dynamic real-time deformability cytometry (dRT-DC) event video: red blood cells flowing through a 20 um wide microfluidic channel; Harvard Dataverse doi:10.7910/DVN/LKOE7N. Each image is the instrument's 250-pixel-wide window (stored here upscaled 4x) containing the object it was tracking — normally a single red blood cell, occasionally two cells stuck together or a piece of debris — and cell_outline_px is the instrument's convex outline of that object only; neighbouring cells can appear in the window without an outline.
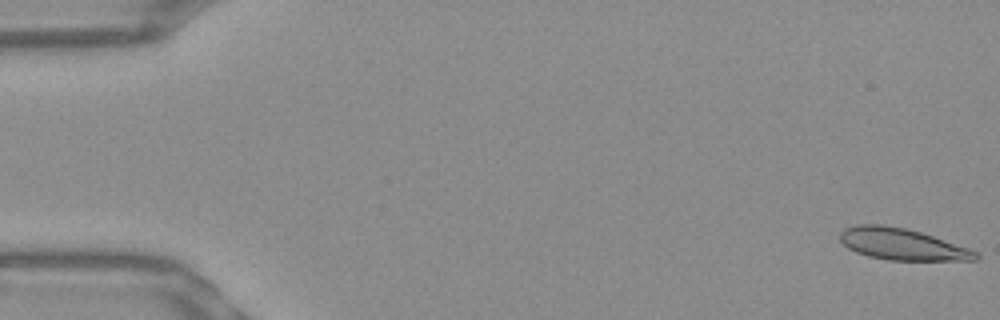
{"species": "Egyptian fruit bat (a non-hibernating species)", "species_latin": "Rousettus aegyptiacus", "temperature_condition": "warm", "stored_images_in_passage": 52, "camera_frame_rate_fps": 3000, "um_per_image_px": 0.085, "frame": {"image": 1, "passage_image": 1, "time_ms": 0.0, "image_size_px": [1000, 320], "cell_outline_px": [[980, 256], [976, 260], [888, 260], [868, 256], [856, 252], [848, 248], [840, 240], [840, 232], [844, 228], [856, 224], [880, 224], [904, 228], [920, 232], [968, 248], [976, 252]], "centroid_in_image_um": [76.62, 20.75], "position_along_channel_um": 8.4, "area_um2": 24.74}}
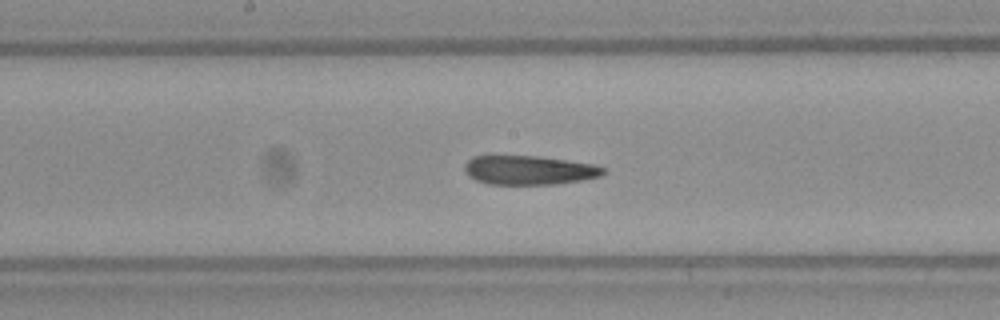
{"frame": {"image": 2, "passage_image": 27, "time_ms": 8.667, "image_size_px": [1000, 320], "cell_outline_px": [[608, 168], [600, 176], [580, 180], [556, 184], [488, 184], [476, 180], [468, 176], [464, 172], [464, 164], [472, 156], [488, 152], [492, 152], [540, 156], [596, 164]], "centroid_in_image_um": [44.87, 14.4], "position_along_channel_um": 203.3, "area_um2": 24.74}}
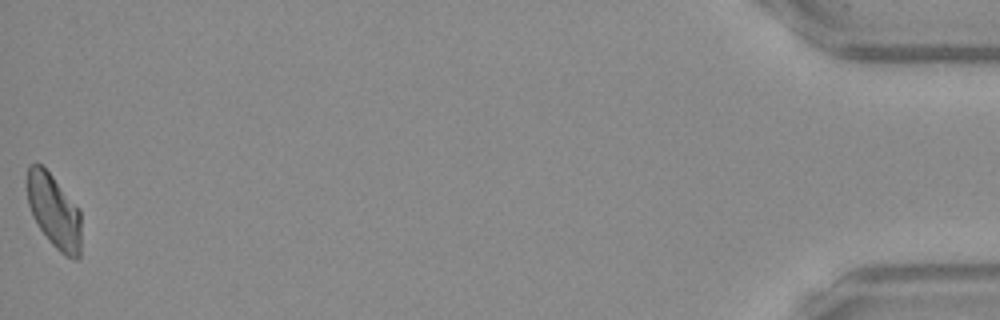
{"frame": {"image": 3, "passage_image": 52, "time_ms": 17.0, "image_size_px": [1000, 320], "cell_outline_px": [[80, 256], [76, 260], [64, 256], [52, 244], [40, 228], [28, 204], [24, 184], [28, 164], [40, 164], [52, 176], [80, 208]], "centroid_in_image_um": [4.57, 17.92], "position_along_channel_um": 430.6, "area_um2": 23.47}, "authors_computed_cell_mechanics": {"area_um2": 24.4494, "velocity_mm_per_s": 3.9045, "shape_relaxation_time_tau1_ms": null, "shape_relaxation_time_tau2_ms": 3.5554, "deformation_change_tau1": null, "deformation_change_tau2": 0.1166}}